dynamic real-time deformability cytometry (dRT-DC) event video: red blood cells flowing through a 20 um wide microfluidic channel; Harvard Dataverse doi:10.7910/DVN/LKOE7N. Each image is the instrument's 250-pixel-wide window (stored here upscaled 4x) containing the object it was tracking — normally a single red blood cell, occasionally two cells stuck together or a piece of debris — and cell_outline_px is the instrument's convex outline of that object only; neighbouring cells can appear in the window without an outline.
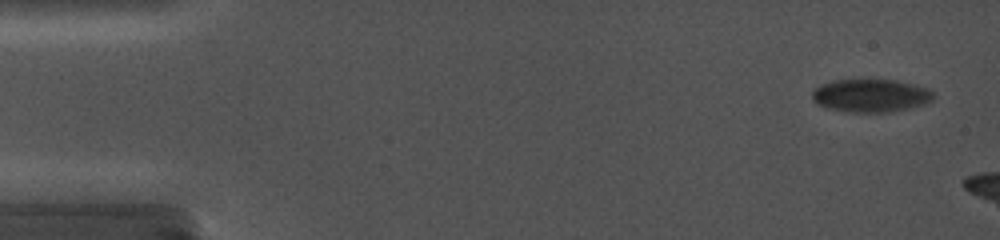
{"species": "common noctule bat (a hibernating species)", "species_latin": "Nyctalus noctula", "temperature_condition": "cold", "stored_images_in_passage": 3, "camera_frame_rate_fps": 5000, "um_per_image_px": 0.085, "animal": {"sex": "female", "body_mass_g": 19.0, "forearm_length_mm": 56.7}, "frame": {"image": 1, "passage_image": 1, "time_ms": 0.0, "image_size_px": [1000, 240], "cell_outline_px": [[936, 96], [932, 100], [924, 104], [908, 108], [888, 112], [852, 112], [828, 108], [816, 104], [812, 96], [812, 92], [820, 84], [832, 80], [896, 80], [928, 88]], "centroid_in_image_um": [74.01, 8.12], "position_along_channel_um": 11.0, "area_um2": 23.24}}